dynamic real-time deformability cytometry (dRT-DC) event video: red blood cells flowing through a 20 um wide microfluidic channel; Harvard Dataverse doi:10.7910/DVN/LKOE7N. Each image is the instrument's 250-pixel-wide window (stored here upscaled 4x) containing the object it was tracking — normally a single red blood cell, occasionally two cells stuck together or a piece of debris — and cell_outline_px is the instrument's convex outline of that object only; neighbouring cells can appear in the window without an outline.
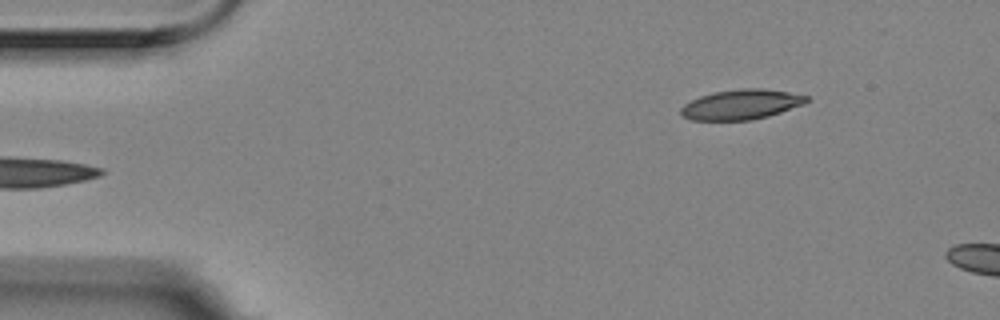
{"species": "Egyptian fruit bat (a non-hibernating species)", "species_latin": "Rousettus aegyptiacus", "temperature_condition": "room temperature", "stored_images_in_passage": 3, "camera_frame_rate_fps": 3000, "um_per_image_px": 0.085, "animal": {"sex": "female"}, "frame": {"image": 1, "passage_image": 3, "time_ms": 0.667, "image_size_px": [1000, 320], "cell_outline_px": [[808, 100], [804, 104], [768, 116], [752, 120], [692, 120], [684, 116], [680, 112], [680, 108], [684, 104], [700, 96], [716, 92], [740, 88], [764, 88], [788, 92], [808, 96]], "centroid_in_image_um": [63.01, 8.88], "position_along_channel_um": 22.0, "area_um2": 21.79}}